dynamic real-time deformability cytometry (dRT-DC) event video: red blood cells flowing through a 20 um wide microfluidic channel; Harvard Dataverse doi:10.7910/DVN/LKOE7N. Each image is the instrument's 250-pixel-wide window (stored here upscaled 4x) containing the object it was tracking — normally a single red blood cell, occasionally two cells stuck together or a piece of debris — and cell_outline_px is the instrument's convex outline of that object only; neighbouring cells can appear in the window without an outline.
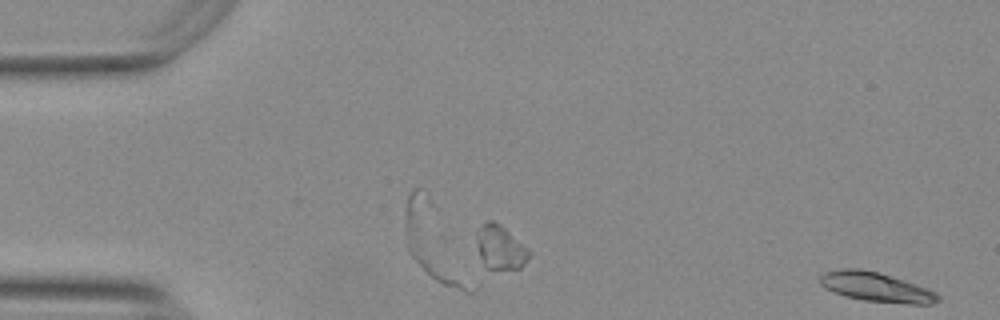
{"species": "Egyptian fruit bat (a non-hibernating species)", "species_latin": "Rousettus aegyptiacus", "temperature_condition": "warm", "stored_images_in_passage": 4, "segment_of_instrument_passage": [2, 2], "camera_frame_rate_fps": 3000, "um_per_image_px": 0.085, "animal": {"sex": "female"}, "frame": {"image": 1, "passage_image": 4, "time_ms": 1.0, "image_size_px": [1000, 320], "cell_outline_px": [[940, 300], [932, 304], [908, 304], [864, 300], [844, 296], [824, 288], [820, 284], [820, 276], [824, 272], [844, 268], [860, 268], [876, 272], [916, 284], [936, 292], [940, 296]], "centroid_in_image_um": [74.46, 24.41], "position_along_channel_um": 10.5, "area_um2": 20.11}}